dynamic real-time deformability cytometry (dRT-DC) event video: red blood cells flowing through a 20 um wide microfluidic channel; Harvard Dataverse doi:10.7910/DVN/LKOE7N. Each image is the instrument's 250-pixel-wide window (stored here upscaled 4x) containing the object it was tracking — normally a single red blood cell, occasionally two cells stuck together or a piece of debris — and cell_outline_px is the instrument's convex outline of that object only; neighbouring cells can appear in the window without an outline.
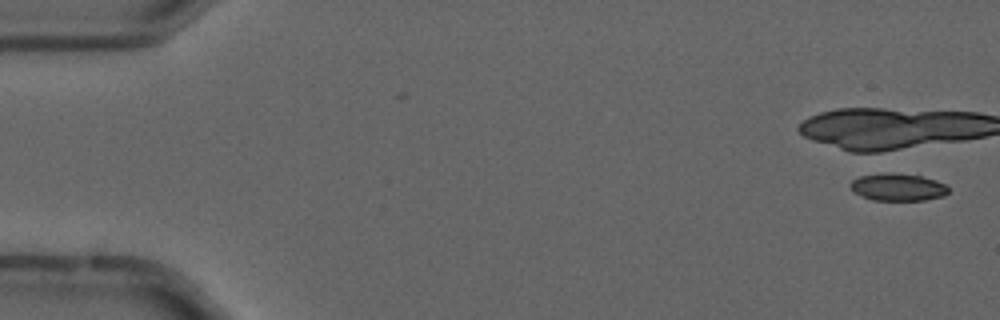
{"species": "common noctule bat (a hibernating species)", "species_latin": "Nyctalus noctula", "temperature_condition": "cold", "stored_images_in_passage": 3, "camera_frame_rate_fps": 3000, "um_per_image_px": 0.085, "animal": {"sex": "male", "forearm_length_mm": 52.5}, "frame": {"image": 1, "passage_image": 1, "time_ms": 0.0, "image_size_px": [1000, 320], "cell_outline_px": [[948, 192], [944, 196], [924, 200], [872, 200], [852, 192], [848, 184], [852, 180], [860, 176], [888, 172], [892, 172], [920, 176], [936, 180], [944, 184], [948, 188]], "centroid_in_image_um": [76.27, 15.9], "position_along_channel_um": 8.7, "area_um2": 15.72}}